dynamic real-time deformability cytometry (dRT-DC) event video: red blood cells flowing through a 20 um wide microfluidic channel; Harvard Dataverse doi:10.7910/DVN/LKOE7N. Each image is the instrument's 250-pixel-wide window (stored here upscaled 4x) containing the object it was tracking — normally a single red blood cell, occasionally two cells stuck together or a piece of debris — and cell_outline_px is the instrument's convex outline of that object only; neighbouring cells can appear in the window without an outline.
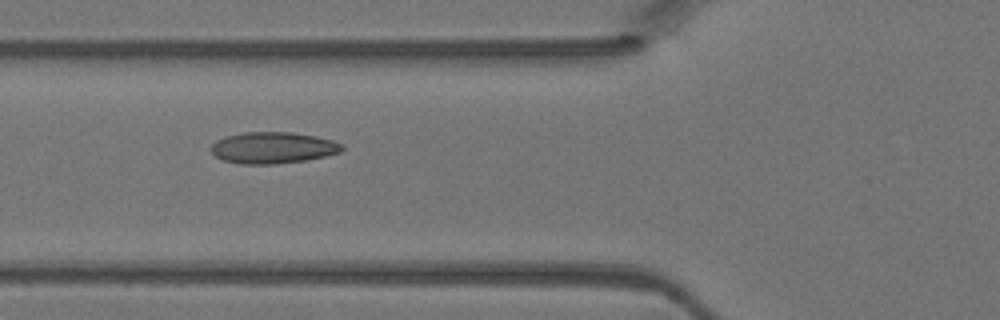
{"species": "Egyptian fruit bat (a non-hibernating species)", "species_latin": "Rousettus aegyptiacus", "temperature_condition": "warm", "stored_images_in_passage": 5, "camera_frame_rate_fps": 3000, "um_per_image_px": 0.085, "animal": {"sex": "female"}, "frame": {"image": 1, "passage_image": 5, "time_ms": 1.333, "image_size_px": [1000, 320], "cell_outline_px": [[344, 148], [340, 152], [324, 156], [304, 160], [276, 164], [240, 164], [224, 160], [216, 156], [208, 148], [216, 140], [228, 136], [244, 132], [292, 132], [316, 136], [332, 140], [344, 144]], "centroid_in_image_um": [23.2, 12.55], "position_along_channel_um": 102.6, "area_um2": 23.99}}